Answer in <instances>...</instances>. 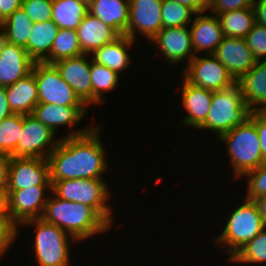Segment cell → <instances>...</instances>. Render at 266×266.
I'll list each match as a JSON object with an SVG mask.
<instances>
[{
    "mask_svg": "<svg viewBox=\"0 0 266 266\" xmlns=\"http://www.w3.org/2000/svg\"><path fill=\"white\" fill-rule=\"evenodd\" d=\"M100 127H91L85 134L62 137L47 158L50 181L70 179H103L108 168Z\"/></svg>",
    "mask_w": 266,
    "mask_h": 266,
    "instance_id": "6da1fadb",
    "label": "cell"
},
{
    "mask_svg": "<svg viewBox=\"0 0 266 266\" xmlns=\"http://www.w3.org/2000/svg\"><path fill=\"white\" fill-rule=\"evenodd\" d=\"M42 219L58 226L76 242L107 231L111 226L89 205L58 198L51 193Z\"/></svg>",
    "mask_w": 266,
    "mask_h": 266,
    "instance_id": "7a4b0ae2",
    "label": "cell"
},
{
    "mask_svg": "<svg viewBox=\"0 0 266 266\" xmlns=\"http://www.w3.org/2000/svg\"><path fill=\"white\" fill-rule=\"evenodd\" d=\"M219 138L227 146L234 179L241 178L245 173L265 162L256 125L249 118L242 125L235 126Z\"/></svg>",
    "mask_w": 266,
    "mask_h": 266,
    "instance_id": "3957f363",
    "label": "cell"
},
{
    "mask_svg": "<svg viewBox=\"0 0 266 266\" xmlns=\"http://www.w3.org/2000/svg\"><path fill=\"white\" fill-rule=\"evenodd\" d=\"M250 113L251 110L244 102L236 83L230 88L213 91L208 116L198 129L213 131L219 138L235 126L242 125L249 118Z\"/></svg>",
    "mask_w": 266,
    "mask_h": 266,
    "instance_id": "277c9868",
    "label": "cell"
},
{
    "mask_svg": "<svg viewBox=\"0 0 266 266\" xmlns=\"http://www.w3.org/2000/svg\"><path fill=\"white\" fill-rule=\"evenodd\" d=\"M228 218L222 234L213 241L216 245L227 247L228 260H230L248 241L266 227V223L262 220L254 201L246 198Z\"/></svg>",
    "mask_w": 266,
    "mask_h": 266,
    "instance_id": "5b68a950",
    "label": "cell"
},
{
    "mask_svg": "<svg viewBox=\"0 0 266 266\" xmlns=\"http://www.w3.org/2000/svg\"><path fill=\"white\" fill-rule=\"evenodd\" d=\"M50 182L53 195L71 202L89 205L110 226L114 223L111 206L108 205L110 189L104 179H70Z\"/></svg>",
    "mask_w": 266,
    "mask_h": 266,
    "instance_id": "8992f818",
    "label": "cell"
},
{
    "mask_svg": "<svg viewBox=\"0 0 266 266\" xmlns=\"http://www.w3.org/2000/svg\"><path fill=\"white\" fill-rule=\"evenodd\" d=\"M22 225L35 226L33 250L39 266H70V242L76 241L54 224L45 222L42 218L30 219ZM35 244V245H34Z\"/></svg>",
    "mask_w": 266,
    "mask_h": 266,
    "instance_id": "52a82bcc",
    "label": "cell"
},
{
    "mask_svg": "<svg viewBox=\"0 0 266 266\" xmlns=\"http://www.w3.org/2000/svg\"><path fill=\"white\" fill-rule=\"evenodd\" d=\"M38 89V102L62 106H86L62 78L54 64L35 62L32 68Z\"/></svg>",
    "mask_w": 266,
    "mask_h": 266,
    "instance_id": "ba28073f",
    "label": "cell"
},
{
    "mask_svg": "<svg viewBox=\"0 0 266 266\" xmlns=\"http://www.w3.org/2000/svg\"><path fill=\"white\" fill-rule=\"evenodd\" d=\"M56 134L34 116L23 115V129L11 157L47 159L58 145ZM55 139V141H54Z\"/></svg>",
    "mask_w": 266,
    "mask_h": 266,
    "instance_id": "9c48e42d",
    "label": "cell"
},
{
    "mask_svg": "<svg viewBox=\"0 0 266 266\" xmlns=\"http://www.w3.org/2000/svg\"><path fill=\"white\" fill-rule=\"evenodd\" d=\"M183 78L190 84L212 91L224 90L236 84L227 68L213 55H195L183 70Z\"/></svg>",
    "mask_w": 266,
    "mask_h": 266,
    "instance_id": "30bf717a",
    "label": "cell"
},
{
    "mask_svg": "<svg viewBox=\"0 0 266 266\" xmlns=\"http://www.w3.org/2000/svg\"><path fill=\"white\" fill-rule=\"evenodd\" d=\"M51 193V185H36L17 191H7L11 220L19 226L30 219L41 218ZM47 195V196H45Z\"/></svg>",
    "mask_w": 266,
    "mask_h": 266,
    "instance_id": "8fae6325",
    "label": "cell"
},
{
    "mask_svg": "<svg viewBox=\"0 0 266 266\" xmlns=\"http://www.w3.org/2000/svg\"><path fill=\"white\" fill-rule=\"evenodd\" d=\"M127 36L136 41V32L151 41L162 28V0H129Z\"/></svg>",
    "mask_w": 266,
    "mask_h": 266,
    "instance_id": "7c38bea8",
    "label": "cell"
},
{
    "mask_svg": "<svg viewBox=\"0 0 266 266\" xmlns=\"http://www.w3.org/2000/svg\"><path fill=\"white\" fill-rule=\"evenodd\" d=\"M51 185L47 159L11 157L7 191Z\"/></svg>",
    "mask_w": 266,
    "mask_h": 266,
    "instance_id": "4fadbf2b",
    "label": "cell"
},
{
    "mask_svg": "<svg viewBox=\"0 0 266 266\" xmlns=\"http://www.w3.org/2000/svg\"><path fill=\"white\" fill-rule=\"evenodd\" d=\"M87 106H62L51 103H38L32 112L37 120L49 127L57 134V130L60 126L71 127V132L64 137H73L85 134L92 126L89 125L86 128L72 131L74 125L84 118L87 113Z\"/></svg>",
    "mask_w": 266,
    "mask_h": 266,
    "instance_id": "5bb4252c",
    "label": "cell"
},
{
    "mask_svg": "<svg viewBox=\"0 0 266 266\" xmlns=\"http://www.w3.org/2000/svg\"><path fill=\"white\" fill-rule=\"evenodd\" d=\"M188 28V26L163 28L151 40V43L156 44L155 47L172 65H177L185 59L189 63L195 56L190 28Z\"/></svg>",
    "mask_w": 266,
    "mask_h": 266,
    "instance_id": "9a60e30c",
    "label": "cell"
},
{
    "mask_svg": "<svg viewBox=\"0 0 266 266\" xmlns=\"http://www.w3.org/2000/svg\"><path fill=\"white\" fill-rule=\"evenodd\" d=\"M213 55L227 68L235 81H238L256 63L245 38L224 36Z\"/></svg>",
    "mask_w": 266,
    "mask_h": 266,
    "instance_id": "2e32d148",
    "label": "cell"
},
{
    "mask_svg": "<svg viewBox=\"0 0 266 266\" xmlns=\"http://www.w3.org/2000/svg\"><path fill=\"white\" fill-rule=\"evenodd\" d=\"M90 54L68 58L54 63L62 78L72 87L79 99L89 107L92 104V84L90 75Z\"/></svg>",
    "mask_w": 266,
    "mask_h": 266,
    "instance_id": "e0dca14e",
    "label": "cell"
},
{
    "mask_svg": "<svg viewBox=\"0 0 266 266\" xmlns=\"http://www.w3.org/2000/svg\"><path fill=\"white\" fill-rule=\"evenodd\" d=\"M189 28L195 55L200 54L201 51V53L205 51L207 55L214 54L224 38L220 21L215 14L196 13Z\"/></svg>",
    "mask_w": 266,
    "mask_h": 266,
    "instance_id": "ac0fdd59",
    "label": "cell"
},
{
    "mask_svg": "<svg viewBox=\"0 0 266 266\" xmlns=\"http://www.w3.org/2000/svg\"><path fill=\"white\" fill-rule=\"evenodd\" d=\"M34 63L25 48L7 41L0 51V86H10L30 74Z\"/></svg>",
    "mask_w": 266,
    "mask_h": 266,
    "instance_id": "d6986e66",
    "label": "cell"
},
{
    "mask_svg": "<svg viewBox=\"0 0 266 266\" xmlns=\"http://www.w3.org/2000/svg\"><path fill=\"white\" fill-rule=\"evenodd\" d=\"M181 90L182 106L187 114L181 123L189 127L198 128L206 121L208 116L213 91L194 86L182 78Z\"/></svg>",
    "mask_w": 266,
    "mask_h": 266,
    "instance_id": "ffe728a7",
    "label": "cell"
},
{
    "mask_svg": "<svg viewBox=\"0 0 266 266\" xmlns=\"http://www.w3.org/2000/svg\"><path fill=\"white\" fill-rule=\"evenodd\" d=\"M236 83L251 111H266V61H256Z\"/></svg>",
    "mask_w": 266,
    "mask_h": 266,
    "instance_id": "44dd1931",
    "label": "cell"
},
{
    "mask_svg": "<svg viewBox=\"0 0 266 266\" xmlns=\"http://www.w3.org/2000/svg\"><path fill=\"white\" fill-rule=\"evenodd\" d=\"M76 33L83 54H91L120 36L113 28L89 12L77 27Z\"/></svg>",
    "mask_w": 266,
    "mask_h": 266,
    "instance_id": "7402d4cb",
    "label": "cell"
},
{
    "mask_svg": "<svg viewBox=\"0 0 266 266\" xmlns=\"http://www.w3.org/2000/svg\"><path fill=\"white\" fill-rule=\"evenodd\" d=\"M89 13L113 28L119 35L127 36L129 0H89Z\"/></svg>",
    "mask_w": 266,
    "mask_h": 266,
    "instance_id": "603a6c76",
    "label": "cell"
},
{
    "mask_svg": "<svg viewBox=\"0 0 266 266\" xmlns=\"http://www.w3.org/2000/svg\"><path fill=\"white\" fill-rule=\"evenodd\" d=\"M8 104L14 114L30 115L38 102V89L31 72L16 83L5 87Z\"/></svg>",
    "mask_w": 266,
    "mask_h": 266,
    "instance_id": "cb8c5ba5",
    "label": "cell"
},
{
    "mask_svg": "<svg viewBox=\"0 0 266 266\" xmlns=\"http://www.w3.org/2000/svg\"><path fill=\"white\" fill-rule=\"evenodd\" d=\"M135 41L126 35H120L114 41L96 49L92 55V60L99 64L116 71L119 75L129 67L131 59L127 49L134 45Z\"/></svg>",
    "mask_w": 266,
    "mask_h": 266,
    "instance_id": "d4e9b609",
    "label": "cell"
},
{
    "mask_svg": "<svg viewBox=\"0 0 266 266\" xmlns=\"http://www.w3.org/2000/svg\"><path fill=\"white\" fill-rule=\"evenodd\" d=\"M59 27L52 21L36 22L28 39V54L35 62H43L49 55Z\"/></svg>",
    "mask_w": 266,
    "mask_h": 266,
    "instance_id": "484cf974",
    "label": "cell"
},
{
    "mask_svg": "<svg viewBox=\"0 0 266 266\" xmlns=\"http://www.w3.org/2000/svg\"><path fill=\"white\" fill-rule=\"evenodd\" d=\"M89 12L87 0H53L52 21L59 29L76 30Z\"/></svg>",
    "mask_w": 266,
    "mask_h": 266,
    "instance_id": "4316f807",
    "label": "cell"
},
{
    "mask_svg": "<svg viewBox=\"0 0 266 266\" xmlns=\"http://www.w3.org/2000/svg\"><path fill=\"white\" fill-rule=\"evenodd\" d=\"M224 36L245 38L255 23L253 7L233 10L217 15Z\"/></svg>",
    "mask_w": 266,
    "mask_h": 266,
    "instance_id": "83f0119b",
    "label": "cell"
},
{
    "mask_svg": "<svg viewBox=\"0 0 266 266\" xmlns=\"http://www.w3.org/2000/svg\"><path fill=\"white\" fill-rule=\"evenodd\" d=\"M7 41L21 46L28 53V39L33 27V21L20 7L2 22Z\"/></svg>",
    "mask_w": 266,
    "mask_h": 266,
    "instance_id": "f1b7e54d",
    "label": "cell"
},
{
    "mask_svg": "<svg viewBox=\"0 0 266 266\" xmlns=\"http://www.w3.org/2000/svg\"><path fill=\"white\" fill-rule=\"evenodd\" d=\"M83 55L76 30L59 29L50 55L43 61L54 64L58 61Z\"/></svg>",
    "mask_w": 266,
    "mask_h": 266,
    "instance_id": "f546056e",
    "label": "cell"
},
{
    "mask_svg": "<svg viewBox=\"0 0 266 266\" xmlns=\"http://www.w3.org/2000/svg\"><path fill=\"white\" fill-rule=\"evenodd\" d=\"M91 84H92V104L95 106L101 104L103 95L112 91L119 84V74L110 68L95 63L91 58L90 66Z\"/></svg>",
    "mask_w": 266,
    "mask_h": 266,
    "instance_id": "4dcf8cb0",
    "label": "cell"
},
{
    "mask_svg": "<svg viewBox=\"0 0 266 266\" xmlns=\"http://www.w3.org/2000/svg\"><path fill=\"white\" fill-rule=\"evenodd\" d=\"M23 129V115L12 114L0 122V155H11Z\"/></svg>",
    "mask_w": 266,
    "mask_h": 266,
    "instance_id": "1f68e13d",
    "label": "cell"
},
{
    "mask_svg": "<svg viewBox=\"0 0 266 266\" xmlns=\"http://www.w3.org/2000/svg\"><path fill=\"white\" fill-rule=\"evenodd\" d=\"M195 14L196 12L186 5L174 0H162V28L189 26Z\"/></svg>",
    "mask_w": 266,
    "mask_h": 266,
    "instance_id": "d6a6232c",
    "label": "cell"
},
{
    "mask_svg": "<svg viewBox=\"0 0 266 266\" xmlns=\"http://www.w3.org/2000/svg\"><path fill=\"white\" fill-rule=\"evenodd\" d=\"M229 261L250 265L266 262V227L248 241Z\"/></svg>",
    "mask_w": 266,
    "mask_h": 266,
    "instance_id": "836d02e7",
    "label": "cell"
},
{
    "mask_svg": "<svg viewBox=\"0 0 266 266\" xmlns=\"http://www.w3.org/2000/svg\"><path fill=\"white\" fill-rule=\"evenodd\" d=\"M242 177H248L246 199L253 200L266 194V161Z\"/></svg>",
    "mask_w": 266,
    "mask_h": 266,
    "instance_id": "e575fe53",
    "label": "cell"
},
{
    "mask_svg": "<svg viewBox=\"0 0 266 266\" xmlns=\"http://www.w3.org/2000/svg\"><path fill=\"white\" fill-rule=\"evenodd\" d=\"M248 47L256 61H266V26L254 23L252 30L245 37Z\"/></svg>",
    "mask_w": 266,
    "mask_h": 266,
    "instance_id": "d590c367",
    "label": "cell"
},
{
    "mask_svg": "<svg viewBox=\"0 0 266 266\" xmlns=\"http://www.w3.org/2000/svg\"><path fill=\"white\" fill-rule=\"evenodd\" d=\"M53 0H22V8L29 18L36 22L52 20Z\"/></svg>",
    "mask_w": 266,
    "mask_h": 266,
    "instance_id": "8d00e7d4",
    "label": "cell"
},
{
    "mask_svg": "<svg viewBox=\"0 0 266 266\" xmlns=\"http://www.w3.org/2000/svg\"><path fill=\"white\" fill-rule=\"evenodd\" d=\"M18 234V226L12 220H0V257L13 245Z\"/></svg>",
    "mask_w": 266,
    "mask_h": 266,
    "instance_id": "74e56055",
    "label": "cell"
},
{
    "mask_svg": "<svg viewBox=\"0 0 266 266\" xmlns=\"http://www.w3.org/2000/svg\"><path fill=\"white\" fill-rule=\"evenodd\" d=\"M255 0H212L210 14L219 15L221 13L253 7Z\"/></svg>",
    "mask_w": 266,
    "mask_h": 266,
    "instance_id": "f35d334b",
    "label": "cell"
},
{
    "mask_svg": "<svg viewBox=\"0 0 266 266\" xmlns=\"http://www.w3.org/2000/svg\"><path fill=\"white\" fill-rule=\"evenodd\" d=\"M249 119L256 125L262 157L266 161V111H251Z\"/></svg>",
    "mask_w": 266,
    "mask_h": 266,
    "instance_id": "ab89813d",
    "label": "cell"
},
{
    "mask_svg": "<svg viewBox=\"0 0 266 266\" xmlns=\"http://www.w3.org/2000/svg\"><path fill=\"white\" fill-rule=\"evenodd\" d=\"M22 7V0H0V23Z\"/></svg>",
    "mask_w": 266,
    "mask_h": 266,
    "instance_id": "60d3db41",
    "label": "cell"
},
{
    "mask_svg": "<svg viewBox=\"0 0 266 266\" xmlns=\"http://www.w3.org/2000/svg\"><path fill=\"white\" fill-rule=\"evenodd\" d=\"M11 156L0 155V190H7Z\"/></svg>",
    "mask_w": 266,
    "mask_h": 266,
    "instance_id": "b9f144b4",
    "label": "cell"
},
{
    "mask_svg": "<svg viewBox=\"0 0 266 266\" xmlns=\"http://www.w3.org/2000/svg\"><path fill=\"white\" fill-rule=\"evenodd\" d=\"M178 3L192 8L196 13L207 12L210 9L212 0H174Z\"/></svg>",
    "mask_w": 266,
    "mask_h": 266,
    "instance_id": "7bdbcfd3",
    "label": "cell"
},
{
    "mask_svg": "<svg viewBox=\"0 0 266 266\" xmlns=\"http://www.w3.org/2000/svg\"><path fill=\"white\" fill-rule=\"evenodd\" d=\"M255 22L266 26V0H255L253 3Z\"/></svg>",
    "mask_w": 266,
    "mask_h": 266,
    "instance_id": "ee69618b",
    "label": "cell"
},
{
    "mask_svg": "<svg viewBox=\"0 0 266 266\" xmlns=\"http://www.w3.org/2000/svg\"><path fill=\"white\" fill-rule=\"evenodd\" d=\"M14 114L8 104L5 87L0 86V122Z\"/></svg>",
    "mask_w": 266,
    "mask_h": 266,
    "instance_id": "f6af8a7d",
    "label": "cell"
},
{
    "mask_svg": "<svg viewBox=\"0 0 266 266\" xmlns=\"http://www.w3.org/2000/svg\"><path fill=\"white\" fill-rule=\"evenodd\" d=\"M0 220H11L7 190H0Z\"/></svg>",
    "mask_w": 266,
    "mask_h": 266,
    "instance_id": "bcb514c9",
    "label": "cell"
},
{
    "mask_svg": "<svg viewBox=\"0 0 266 266\" xmlns=\"http://www.w3.org/2000/svg\"><path fill=\"white\" fill-rule=\"evenodd\" d=\"M262 220L266 223V194L253 199Z\"/></svg>",
    "mask_w": 266,
    "mask_h": 266,
    "instance_id": "7dc6e473",
    "label": "cell"
},
{
    "mask_svg": "<svg viewBox=\"0 0 266 266\" xmlns=\"http://www.w3.org/2000/svg\"><path fill=\"white\" fill-rule=\"evenodd\" d=\"M7 42L6 34L2 23H0V51L3 49L5 43Z\"/></svg>",
    "mask_w": 266,
    "mask_h": 266,
    "instance_id": "c3c4849f",
    "label": "cell"
}]
</instances>
